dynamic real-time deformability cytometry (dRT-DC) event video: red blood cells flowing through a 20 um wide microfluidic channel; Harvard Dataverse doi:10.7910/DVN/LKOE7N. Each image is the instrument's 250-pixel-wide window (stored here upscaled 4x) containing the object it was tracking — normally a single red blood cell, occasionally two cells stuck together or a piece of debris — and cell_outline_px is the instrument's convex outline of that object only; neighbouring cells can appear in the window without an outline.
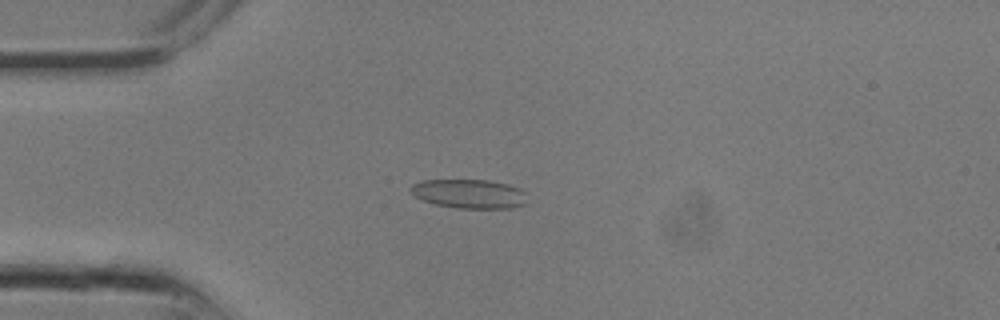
{"species": "common noctule bat (a hibernating species)", "species_latin": "Nyctalus noctula", "temperature_condition": "room temperature", "stored_images_in_passage": 11, "camera_frame_rate_fps": 3000, "um_per_image_px": 0.085, "animal": {"sex": "male", "body_mass_g": 13.3}, "frame": {"image": 1, "passage_image": 5, "time_ms": 1.333, "image_size_px": [1000, 320], "cell_outline_px": [[528, 204], [512, 208], [456, 208], [436, 204], [424, 200], [416, 196], [408, 188], [412, 184], [424, 180], [488, 180], [508, 184], [520, 188], [528, 192]], "centroid_in_image_um": [39.98, 16.47], "position_along_channel_um": 45.0, "area_um2": 20.0}}
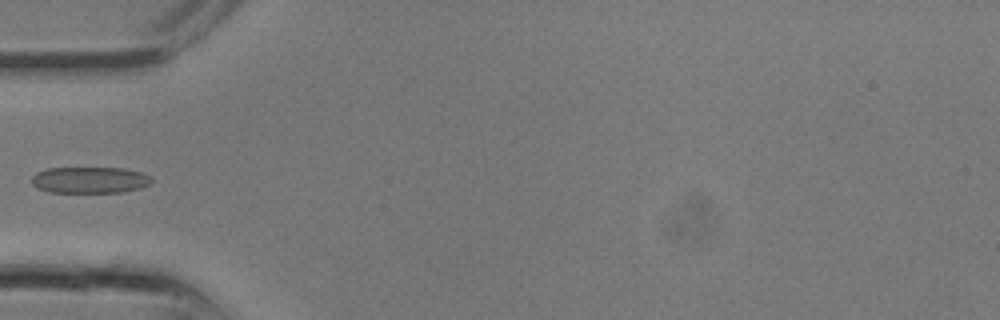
{"frame": {"image": 2, "passage_image": 7, "time_ms": 2.0, "image_size_px": [1000, 320], "cell_outline_px": [[152, 184], [140, 188], [124, 192], [48, 192], [36, 188], [32, 184], [32, 176], [36, 172], [48, 168], [124, 168], [144, 172], [152, 176]], "centroid_in_image_um": [7.67, 15.3], "position_along_channel_um": 77.3, "area_um2": 18.73}}
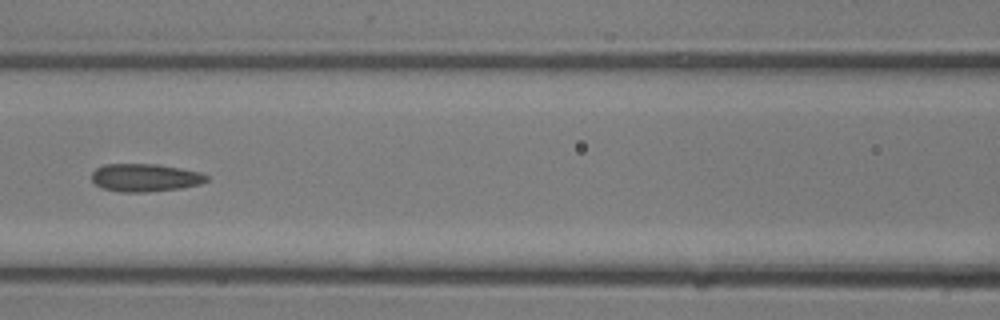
{"frame": {"image": 3, "passage_image": 10, "time_ms": 3.0, "image_size_px": [1000, 320], "cell_outline_px": [[208, 180], [200, 184], [180, 188], [144, 192], [124, 192], [100, 188], [92, 180], [92, 172], [96, 168], [104, 164], [156, 164], [180, 168], [200, 172], [208, 176]], "centroid_in_image_um": [12.31, 15.09], "position_along_channel_um": 154.3, "area_um2": 18.61}}